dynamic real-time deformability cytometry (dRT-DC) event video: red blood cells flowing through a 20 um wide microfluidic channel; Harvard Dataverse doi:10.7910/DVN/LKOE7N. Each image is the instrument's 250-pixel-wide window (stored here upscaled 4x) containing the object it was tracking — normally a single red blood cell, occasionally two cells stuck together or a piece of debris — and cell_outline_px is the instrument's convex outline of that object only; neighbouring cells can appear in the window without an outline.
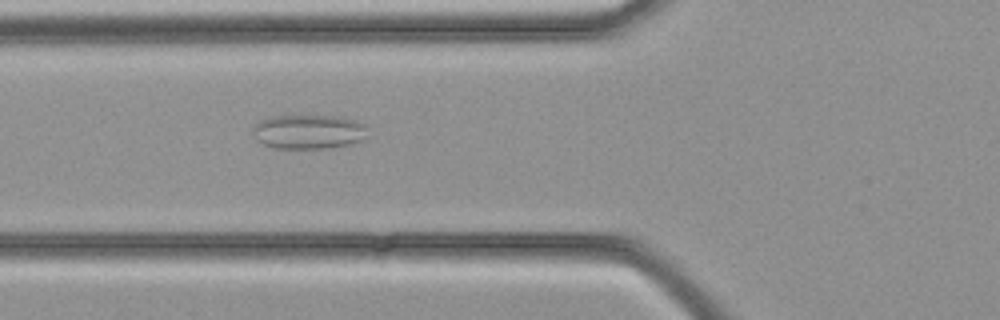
{"species": "common noctule bat (a hibernating species)", "species_latin": "Nyctalus noctula", "temperature_condition": "cold", "stored_images_in_passage": 34, "camera_frame_rate_fps": 3000, "um_per_image_px": 0.085, "animal": {"sex": "female", "body_mass_g": 21.9}, "frame": {"image": 1, "passage_image": 11, "time_ms": 3.333, "image_size_px": [1000, 320], "cell_outline_px": [[364, 140], [352, 144], [332, 148], [272, 148], [256, 140], [252, 128], [260, 120], [268, 116], [344, 116], [356, 120], [364, 124]], "centroid_in_image_um": [26.22, 11.2], "position_along_channel_um": 99.6, "area_um2": 23.12}}
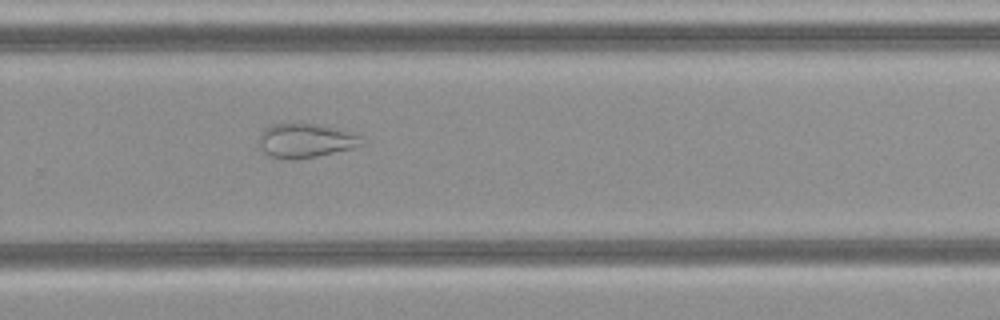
{"frame": {"image": 2, "passage_image": 22, "time_ms": 7.0, "image_size_px": [1000, 320], "cell_outline_px": [[364, 144], [352, 148], [316, 156], [268, 156], [260, 148], [260, 132], [264, 128], [272, 124], [316, 124], [364, 136]], "centroid_in_image_um": [26.0, 11.91], "position_along_channel_um": 303.8, "area_um2": 19.54}}
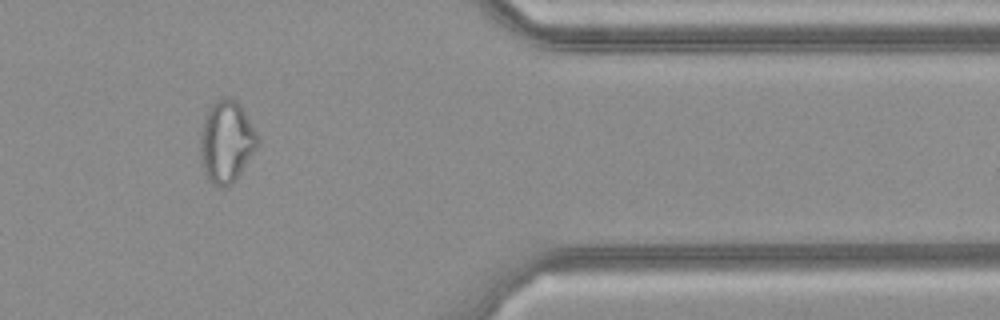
{"frame": {"image": 3, "passage_image": 28, "time_ms": 9.0, "image_size_px": [1000, 320], "cell_outline_px": [[260, 144], [232, 184], [220, 188], [212, 184], [208, 180], [204, 172], [200, 160], [200, 132], [208, 108], [216, 100], [224, 96], [228, 96], [236, 100], [240, 104], [256, 132]], "centroid_in_image_um": [19.23, 12.04], "position_along_channel_um": 392.2, "area_um2": 27.57}}